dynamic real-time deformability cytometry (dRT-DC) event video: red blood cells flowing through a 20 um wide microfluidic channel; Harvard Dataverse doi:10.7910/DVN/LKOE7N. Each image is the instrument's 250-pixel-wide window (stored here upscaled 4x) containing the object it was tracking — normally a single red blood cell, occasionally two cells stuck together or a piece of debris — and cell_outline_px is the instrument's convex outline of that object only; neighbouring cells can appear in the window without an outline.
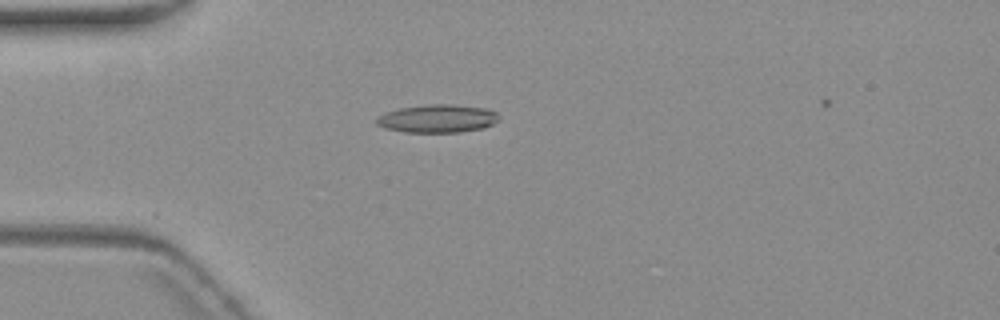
{"species": "common noctule bat (a hibernating species)", "species_latin": "Nyctalus noctula", "temperature_condition": "warm", "stored_images_in_passage": 4, "camera_frame_rate_fps": 3000, "um_per_image_px": 0.085, "animal": {"sex": "female", "body_mass_g": 19.3, "forearm_length_mm": 54.1}, "frame": {"image": 1, "passage_image": 3, "time_ms": 3.333, "image_size_px": [1000, 320], "cell_outline_px": [[500, 120], [484, 128], [460, 132], [404, 132], [384, 128], [376, 124], [376, 120], [380, 116], [388, 112], [400, 108], [432, 104], [452, 104], [484, 108], [496, 112], [500, 116]], "centroid_in_image_um": [37.23, 10.08], "position_along_channel_um": 47.8, "area_um2": 19.94}}